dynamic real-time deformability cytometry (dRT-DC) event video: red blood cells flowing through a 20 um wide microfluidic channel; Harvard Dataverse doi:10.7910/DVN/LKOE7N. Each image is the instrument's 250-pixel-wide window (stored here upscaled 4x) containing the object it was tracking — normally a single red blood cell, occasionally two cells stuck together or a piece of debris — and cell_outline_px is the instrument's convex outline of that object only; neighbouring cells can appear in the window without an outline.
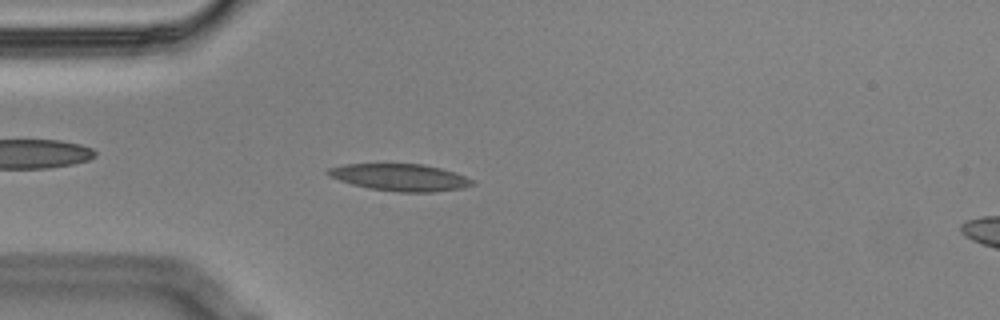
{"species": "Egyptian fruit bat (a non-hibernating species)", "species_latin": "Rousettus aegyptiacus", "temperature_condition": "cold", "stored_images_in_passage": 48, "camera_frame_rate_fps": 3000, "um_per_image_px": 0.085, "animal": {"sex": "male"}, "frame": {"image": 1, "passage_image": 14, "time_ms": 4.333, "image_size_px": [1000, 320], "cell_outline_px": [[476, 184], [464, 188], [436, 192], [396, 192], [368, 188], [352, 184], [328, 176], [324, 172], [328, 168], [344, 164], [424, 164], [440, 168], [464, 176], [472, 180]], "centroid_in_image_um": [33.99, 15.08], "position_along_channel_um": 51.0, "area_um2": 22.77}}
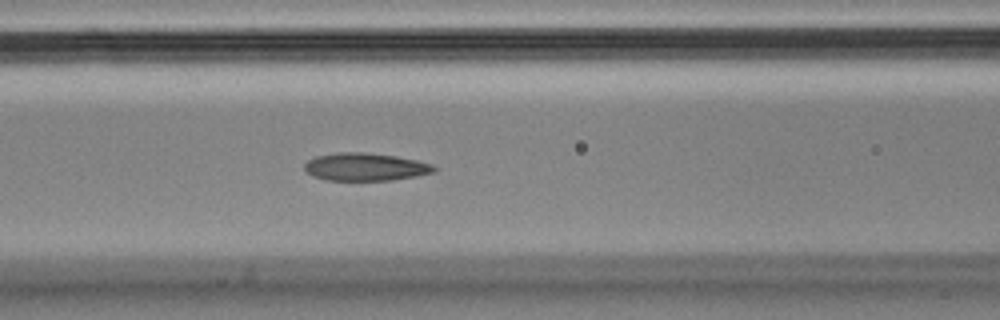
{"frame": {"image": 2, "passage_image": 22, "time_ms": 7.0, "image_size_px": [1000, 320], "cell_outline_px": [[436, 168], [432, 172], [416, 176], [392, 180], [328, 180], [312, 176], [304, 168], [304, 164], [308, 160], [316, 156], [340, 152], [364, 152], [396, 156], [416, 160], [432, 164]], "centroid_in_image_um": [31.03, 14.18], "position_along_channel_um": 135.6, "area_um2": 20.81}}
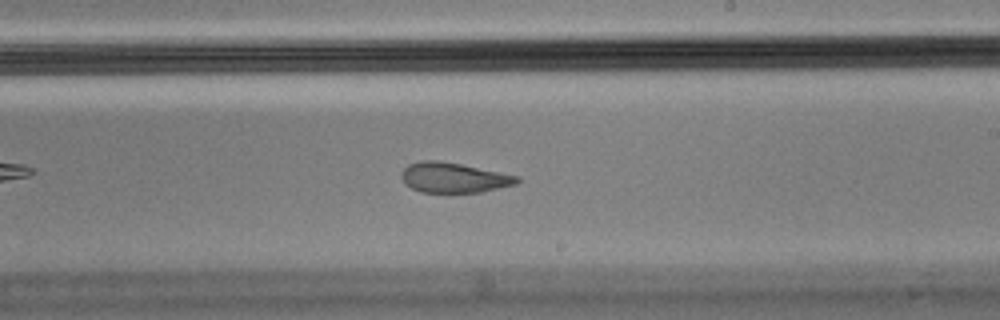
{"frame": {"image": 3, "passage_image": 32, "time_ms": 10.333, "image_size_px": [1000, 320], "cell_outline_px": [[520, 180], [516, 184], [480, 192], [420, 192], [404, 184], [400, 176], [400, 172], [408, 164], [420, 160], [436, 160], [460, 164], [520, 176]], "centroid_in_image_um": [38.52, 15.09], "position_along_channel_um": 250.5, "area_um2": 20.29}, "authors_computed_cell_mechanics": {"area_um2": 21.6461, "velocity_mm_per_s": 3.4504, "shape_relaxation_time_tau1_ms": null, "shape_relaxation_time_tau2_ms": 2.5113, "deformation_change_tau1": null, "deformation_change_tau2": 0.093}}